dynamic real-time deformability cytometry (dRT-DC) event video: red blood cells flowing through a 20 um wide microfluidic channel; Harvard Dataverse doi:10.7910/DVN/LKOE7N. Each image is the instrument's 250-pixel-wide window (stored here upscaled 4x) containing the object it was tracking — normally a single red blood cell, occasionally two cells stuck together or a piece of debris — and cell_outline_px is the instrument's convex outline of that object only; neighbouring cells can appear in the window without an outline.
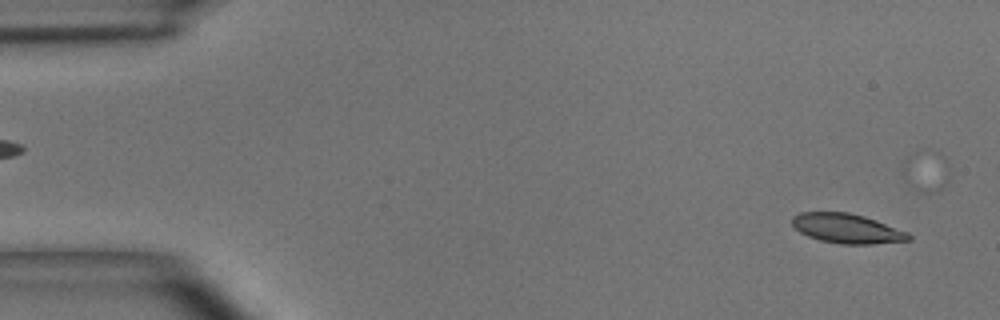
{"species": "common noctule bat (a hibernating species)", "species_latin": "Nyctalus noctula", "temperature_condition": "room temperature", "stored_images_in_passage": 13, "camera_frame_rate_fps": 3000, "um_per_image_px": 0.085, "animal": {"sex": "male", "body_mass_g": 15.6}, "frame": {"image": 1, "passage_image": 2, "time_ms": 0.333, "image_size_px": [1000, 320], "cell_outline_px": [[912, 240], [872, 244], [840, 244], [820, 240], [808, 236], [800, 232], [792, 224], [792, 216], [800, 212], [848, 212], [864, 216], [876, 220], [908, 232], [912, 236]], "centroid_in_image_um": [72.01, 19.42], "position_along_channel_um": 13.0, "area_um2": 20.11}}
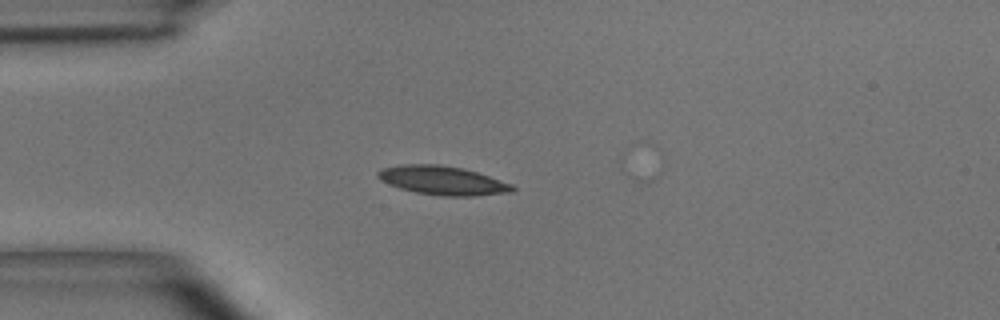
{"frame": {"image": 2, "passage_image": 12, "time_ms": 3.667, "image_size_px": [1000, 320], "cell_outline_px": [[516, 188], [512, 192], [476, 196], [440, 196], [416, 192], [400, 188], [388, 184], [380, 180], [376, 176], [376, 172], [380, 168], [400, 164], [440, 164], [464, 168], [512, 184]], "centroid_in_image_um": [37.58, 15.33], "position_along_channel_um": 47.4, "area_um2": 22.83}}